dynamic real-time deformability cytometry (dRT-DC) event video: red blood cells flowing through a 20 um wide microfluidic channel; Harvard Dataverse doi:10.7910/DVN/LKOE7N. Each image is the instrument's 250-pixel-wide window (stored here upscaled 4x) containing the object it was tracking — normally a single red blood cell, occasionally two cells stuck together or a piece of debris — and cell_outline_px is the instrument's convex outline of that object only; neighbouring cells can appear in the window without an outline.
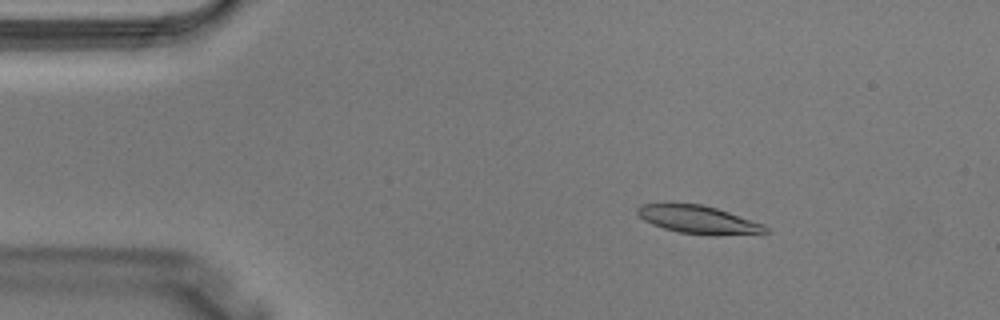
{"species": "Egyptian fruit bat (a non-hibernating species)", "species_latin": "Rousettus aegyptiacus", "temperature_condition": "warm", "stored_images_in_passage": 2, "camera_frame_rate_fps": 3000, "um_per_image_px": 0.085, "animal": {"sex": "male"}, "frame": {"image": 1, "passage_image": 2, "time_ms": 0.333, "image_size_px": [1000, 320], "cell_outline_px": [[768, 232], [716, 236], [708, 236], [680, 232], [664, 228], [652, 224], [644, 220], [636, 212], [636, 208], [640, 204], [700, 204], [716, 208], [764, 224], [768, 228]], "centroid_in_image_um": [59.36, 18.68], "position_along_channel_um": 25.6, "area_um2": 20.75}}